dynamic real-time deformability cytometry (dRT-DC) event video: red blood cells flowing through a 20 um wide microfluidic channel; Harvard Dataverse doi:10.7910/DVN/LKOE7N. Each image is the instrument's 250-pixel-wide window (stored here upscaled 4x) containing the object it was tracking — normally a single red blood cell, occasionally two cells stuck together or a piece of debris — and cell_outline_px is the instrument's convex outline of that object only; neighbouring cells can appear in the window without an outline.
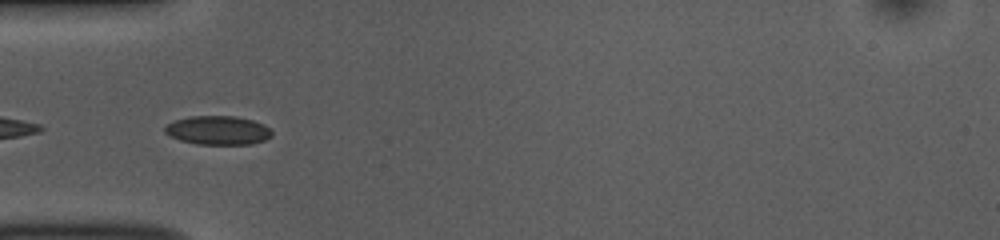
{"species": "common noctule bat (a hibernating species)", "species_latin": "Nyctalus noctula", "temperature_condition": "room temperature", "stored_images_in_passage": 8, "camera_frame_rate_fps": 3000, "um_per_image_px": 0.085, "animal": {"sex": "female", "body_mass_g": 10.0, "forearm_length_mm": 53.1}, "frame": {"image": 1, "passage_image": 2, "time_ms": 0.333, "image_size_px": [1000, 240], "cell_outline_px": [[272, 136], [264, 140], [252, 144], [196, 144], [180, 140], [164, 132], [164, 128], [168, 124], [176, 120], [188, 116], [236, 116], [252, 120], [264, 124], [272, 132]], "centroid_in_image_um": [18.54, 11.07], "position_along_channel_um": 66.5, "area_um2": 17.92}}
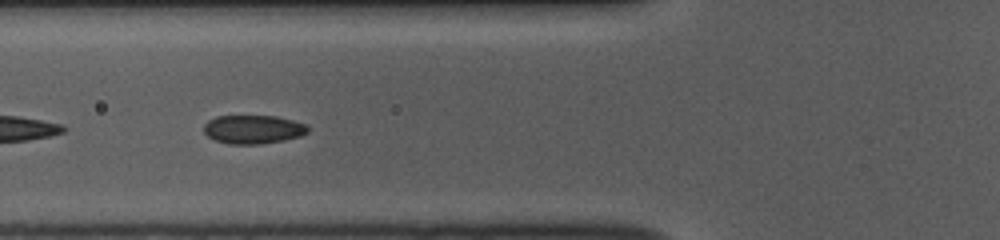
{"frame": {"image": 2, "passage_image": 5, "time_ms": 1.333, "image_size_px": [1000, 240], "cell_outline_px": [[308, 132], [300, 136], [284, 140], [260, 144], [228, 144], [216, 140], [208, 136], [204, 132], [204, 124], [208, 120], [216, 116], [276, 116], [292, 120], [304, 124], [308, 128]], "centroid_in_image_um": [21.49, 11.0], "position_along_channel_um": 104.3, "area_um2": 17.28}}